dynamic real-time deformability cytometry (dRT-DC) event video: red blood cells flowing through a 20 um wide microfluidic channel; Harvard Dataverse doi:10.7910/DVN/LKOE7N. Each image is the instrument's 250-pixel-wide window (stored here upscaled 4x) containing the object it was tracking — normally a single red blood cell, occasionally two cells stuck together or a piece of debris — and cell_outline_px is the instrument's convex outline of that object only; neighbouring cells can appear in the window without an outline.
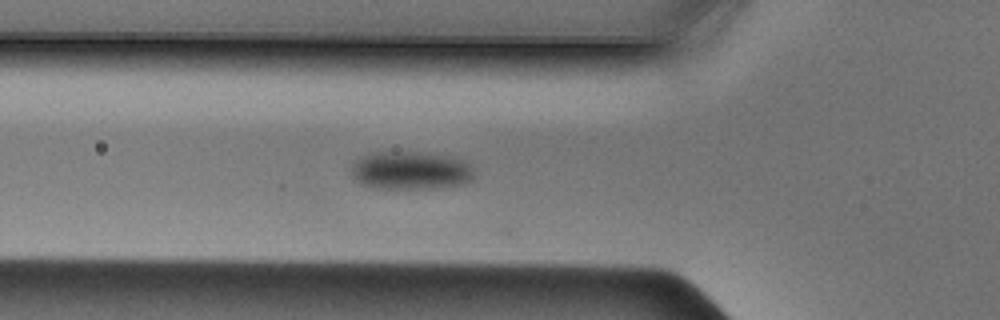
{"species": "Egyptian fruit bat (a non-hibernating species)", "species_latin": "Rousettus aegyptiacus", "temperature_condition": "cold", "stored_images_in_passage": 10, "camera_frame_rate_fps": 3000, "um_per_image_px": 0.085, "animal": {"sex": "male"}, "frame": {"image": 1, "passage_image": 7, "time_ms": 2.0, "image_size_px": [1000, 320], "cell_outline_px": [[476, 176], [472, 180], [464, 184], [444, 188], [372, 188], [360, 184], [348, 172], [348, 168], [360, 156], [372, 152], [420, 152], [452, 156], [464, 160], [476, 172]], "centroid_in_image_um": [34.9, 14.49], "position_along_channel_um": 90.9, "area_um2": 28.09}}